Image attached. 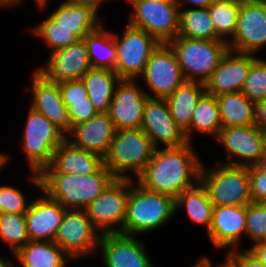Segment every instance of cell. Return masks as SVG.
Masks as SVG:
<instances>
[{
	"instance_id": "obj_1",
	"label": "cell",
	"mask_w": 266,
	"mask_h": 267,
	"mask_svg": "<svg viewBox=\"0 0 266 267\" xmlns=\"http://www.w3.org/2000/svg\"><path fill=\"white\" fill-rule=\"evenodd\" d=\"M187 142L178 147L156 148L137 182L144 188L176 199L200 181L202 162Z\"/></svg>"
},
{
	"instance_id": "obj_2",
	"label": "cell",
	"mask_w": 266,
	"mask_h": 267,
	"mask_svg": "<svg viewBox=\"0 0 266 267\" xmlns=\"http://www.w3.org/2000/svg\"><path fill=\"white\" fill-rule=\"evenodd\" d=\"M40 191L58 201L66 210H84L115 179L103 165L96 173L64 175L40 173Z\"/></svg>"
},
{
	"instance_id": "obj_3",
	"label": "cell",
	"mask_w": 266,
	"mask_h": 267,
	"mask_svg": "<svg viewBox=\"0 0 266 267\" xmlns=\"http://www.w3.org/2000/svg\"><path fill=\"white\" fill-rule=\"evenodd\" d=\"M130 180L123 234L135 236L155 231L176 215L175 199L167 194L150 191Z\"/></svg>"
},
{
	"instance_id": "obj_4",
	"label": "cell",
	"mask_w": 266,
	"mask_h": 267,
	"mask_svg": "<svg viewBox=\"0 0 266 267\" xmlns=\"http://www.w3.org/2000/svg\"><path fill=\"white\" fill-rule=\"evenodd\" d=\"M156 147L141 128L116 130L107 155L103 158L104 166L115 179H130L128 172L136 179L153 158Z\"/></svg>"
},
{
	"instance_id": "obj_5",
	"label": "cell",
	"mask_w": 266,
	"mask_h": 267,
	"mask_svg": "<svg viewBox=\"0 0 266 267\" xmlns=\"http://www.w3.org/2000/svg\"><path fill=\"white\" fill-rule=\"evenodd\" d=\"M25 124L22 148L32 172L29 181L40 190L39 174L51 164L54 150L67 136L47 117L31 107Z\"/></svg>"
},
{
	"instance_id": "obj_6",
	"label": "cell",
	"mask_w": 266,
	"mask_h": 267,
	"mask_svg": "<svg viewBox=\"0 0 266 267\" xmlns=\"http://www.w3.org/2000/svg\"><path fill=\"white\" fill-rule=\"evenodd\" d=\"M186 81L204 83L229 50L223 40H201L177 36L168 42Z\"/></svg>"
},
{
	"instance_id": "obj_7",
	"label": "cell",
	"mask_w": 266,
	"mask_h": 267,
	"mask_svg": "<svg viewBox=\"0 0 266 267\" xmlns=\"http://www.w3.org/2000/svg\"><path fill=\"white\" fill-rule=\"evenodd\" d=\"M203 164L200 170V182L206 188L214 207L247 206L252 202L248 167L222 163L206 170Z\"/></svg>"
},
{
	"instance_id": "obj_8",
	"label": "cell",
	"mask_w": 266,
	"mask_h": 267,
	"mask_svg": "<svg viewBox=\"0 0 266 267\" xmlns=\"http://www.w3.org/2000/svg\"><path fill=\"white\" fill-rule=\"evenodd\" d=\"M132 6L128 24L146 31L160 43H168L179 34V5L176 2L126 0Z\"/></svg>"
},
{
	"instance_id": "obj_9",
	"label": "cell",
	"mask_w": 266,
	"mask_h": 267,
	"mask_svg": "<svg viewBox=\"0 0 266 267\" xmlns=\"http://www.w3.org/2000/svg\"><path fill=\"white\" fill-rule=\"evenodd\" d=\"M130 179H114L84 210L101 234H123Z\"/></svg>"
},
{
	"instance_id": "obj_10",
	"label": "cell",
	"mask_w": 266,
	"mask_h": 267,
	"mask_svg": "<svg viewBox=\"0 0 266 267\" xmlns=\"http://www.w3.org/2000/svg\"><path fill=\"white\" fill-rule=\"evenodd\" d=\"M113 36L117 50L114 71L121 79H138L143 73L149 57L160 42L146 31L129 24H126L122 37L114 32Z\"/></svg>"
},
{
	"instance_id": "obj_11",
	"label": "cell",
	"mask_w": 266,
	"mask_h": 267,
	"mask_svg": "<svg viewBox=\"0 0 266 267\" xmlns=\"http://www.w3.org/2000/svg\"><path fill=\"white\" fill-rule=\"evenodd\" d=\"M101 235L85 210H66L54 243L72 259H82L87 255L96 254Z\"/></svg>"
},
{
	"instance_id": "obj_12",
	"label": "cell",
	"mask_w": 266,
	"mask_h": 267,
	"mask_svg": "<svg viewBox=\"0 0 266 267\" xmlns=\"http://www.w3.org/2000/svg\"><path fill=\"white\" fill-rule=\"evenodd\" d=\"M216 138L225 148L227 163L224 164L243 167L258 165L266 154L262 130L255 124L222 127Z\"/></svg>"
},
{
	"instance_id": "obj_13",
	"label": "cell",
	"mask_w": 266,
	"mask_h": 267,
	"mask_svg": "<svg viewBox=\"0 0 266 267\" xmlns=\"http://www.w3.org/2000/svg\"><path fill=\"white\" fill-rule=\"evenodd\" d=\"M140 76L150 93L154 94L152 98L160 99H166L186 81L168 43H160L152 52Z\"/></svg>"
},
{
	"instance_id": "obj_14",
	"label": "cell",
	"mask_w": 266,
	"mask_h": 267,
	"mask_svg": "<svg viewBox=\"0 0 266 267\" xmlns=\"http://www.w3.org/2000/svg\"><path fill=\"white\" fill-rule=\"evenodd\" d=\"M266 46V3L242 0L234 36L229 50L254 54Z\"/></svg>"
},
{
	"instance_id": "obj_15",
	"label": "cell",
	"mask_w": 266,
	"mask_h": 267,
	"mask_svg": "<svg viewBox=\"0 0 266 267\" xmlns=\"http://www.w3.org/2000/svg\"><path fill=\"white\" fill-rule=\"evenodd\" d=\"M141 87L131 79H121L117 84L108 111L116 130L141 128L144 105L152 98V93Z\"/></svg>"
},
{
	"instance_id": "obj_16",
	"label": "cell",
	"mask_w": 266,
	"mask_h": 267,
	"mask_svg": "<svg viewBox=\"0 0 266 267\" xmlns=\"http://www.w3.org/2000/svg\"><path fill=\"white\" fill-rule=\"evenodd\" d=\"M91 68L87 45L84 41L51 52L46 65L35 69L48 82L60 84L71 80H80Z\"/></svg>"
},
{
	"instance_id": "obj_17",
	"label": "cell",
	"mask_w": 266,
	"mask_h": 267,
	"mask_svg": "<svg viewBox=\"0 0 266 267\" xmlns=\"http://www.w3.org/2000/svg\"><path fill=\"white\" fill-rule=\"evenodd\" d=\"M141 129L149 136L156 148L178 147L186 144L184 131L172 118L166 99L148 98L144 105Z\"/></svg>"
},
{
	"instance_id": "obj_18",
	"label": "cell",
	"mask_w": 266,
	"mask_h": 267,
	"mask_svg": "<svg viewBox=\"0 0 266 267\" xmlns=\"http://www.w3.org/2000/svg\"><path fill=\"white\" fill-rule=\"evenodd\" d=\"M121 233L102 234L99 249L103 267H155L143 242Z\"/></svg>"
},
{
	"instance_id": "obj_19",
	"label": "cell",
	"mask_w": 266,
	"mask_h": 267,
	"mask_svg": "<svg viewBox=\"0 0 266 267\" xmlns=\"http://www.w3.org/2000/svg\"><path fill=\"white\" fill-rule=\"evenodd\" d=\"M254 55L228 50L205 82L206 93L218 96L242 91L249 68L258 58Z\"/></svg>"
},
{
	"instance_id": "obj_20",
	"label": "cell",
	"mask_w": 266,
	"mask_h": 267,
	"mask_svg": "<svg viewBox=\"0 0 266 267\" xmlns=\"http://www.w3.org/2000/svg\"><path fill=\"white\" fill-rule=\"evenodd\" d=\"M43 193L31 201L25 212L27 232L30 241L54 242L66 209Z\"/></svg>"
},
{
	"instance_id": "obj_21",
	"label": "cell",
	"mask_w": 266,
	"mask_h": 267,
	"mask_svg": "<svg viewBox=\"0 0 266 267\" xmlns=\"http://www.w3.org/2000/svg\"><path fill=\"white\" fill-rule=\"evenodd\" d=\"M246 233V206H217L213 208L212 224L207 236L216 249H239Z\"/></svg>"
},
{
	"instance_id": "obj_22",
	"label": "cell",
	"mask_w": 266,
	"mask_h": 267,
	"mask_svg": "<svg viewBox=\"0 0 266 267\" xmlns=\"http://www.w3.org/2000/svg\"><path fill=\"white\" fill-rule=\"evenodd\" d=\"M116 128L108 113H98L88 121L79 123L66 134L73 146L104 158L115 136ZM73 137V139H70Z\"/></svg>"
},
{
	"instance_id": "obj_23",
	"label": "cell",
	"mask_w": 266,
	"mask_h": 267,
	"mask_svg": "<svg viewBox=\"0 0 266 267\" xmlns=\"http://www.w3.org/2000/svg\"><path fill=\"white\" fill-rule=\"evenodd\" d=\"M31 79L33 99L29 107L47 117L67 134L71 130V124L59 85L48 82L36 70L32 73Z\"/></svg>"
},
{
	"instance_id": "obj_24",
	"label": "cell",
	"mask_w": 266,
	"mask_h": 267,
	"mask_svg": "<svg viewBox=\"0 0 266 267\" xmlns=\"http://www.w3.org/2000/svg\"><path fill=\"white\" fill-rule=\"evenodd\" d=\"M103 165L101 156L77 148L65 139L54 150L51 164L41 173L86 176L96 173Z\"/></svg>"
},
{
	"instance_id": "obj_25",
	"label": "cell",
	"mask_w": 266,
	"mask_h": 267,
	"mask_svg": "<svg viewBox=\"0 0 266 267\" xmlns=\"http://www.w3.org/2000/svg\"><path fill=\"white\" fill-rule=\"evenodd\" d=\"M205 92L204 83L185 81L166 98L170 114L177 125L184 131L188 142H190V124L194 109Z\"/></svg>"
},
{
	"instance_id": "obj_26",
	"label": "cell",
	"mask_w": 266,
	"mask_h": 267,
	"mask_svg": "<svg viewBox=\"0 0 266 267\" xmlns=\"http://www.w3.org/2000/svg\"><path fill=\"white\" fill-rule=\"evenodd\" d=\"M98 12L88 6L68 4L61 2L50 16L59 23L60 27L70 30L79 40L101 25Z\"/></svg>"
},
{
	"instance_id": "obj_27",
	"label": "cell",
	"mask_w": 266,
	"mask_h": 267,
	"mask_svg": "<svg viewBox=\"0 0 266 267\" xmlns=\"http://www.w3.org/2000/svg\"><path fill=\"white\" fill-rule=\"evenodd\" d=\"M22 267H66L72 258L56 243L29 241L14 254Z\"/></svg>"
},
{
	"instance_id": "obj_28",
	"label": "cell",
	"mask_w": 266,
	"mask_h": 267,
	"mask_svg": "<svg viewBox=\"0 0 266 267\" xmlns=\"http://www.w3.org/2000/svg\"><path fill=\"white\" fill-rule=\"evenodd\" d=\"M88 97L98 113H108L115 88L121 78L109 69L90 68L82 77Z\"/></svg>"
},
{
	"instance_id": "obj_29",
	"label": "cell",
	"mask_w": 266,
	"mask_h": 267,
	"mask_svg": "<svg viewBox=\"0 0 266 267\" xmlns=\"http://www.w3.org/2000/svg\"><path fill=\"white\" fill-rule=\"evenodd\" d=\"M222 127L255 124V103L241 91L216 96Z\"/></svg>"
},
{
	"instance_id": "obj_30",
	"label": "cell",
	"mask_w": 266,
	"mask_h": 267,
	"mask_svg": "<svg viewBox=\"0 0 266 267\" xmlns=\"http://www.w3.org/2000/svg\"><path fill=\"white\" fill-rule=\"evenodd\" d=\"M185 207L187 215L192 222L205 226L208 233L213 216L211 203L206 188L199 181L194 187L184 190L175 199V211Z\"/></svg>"
},
{
	"instance_id": "obj_31",
	"label": "cell",
	"mask_w": 266,
	"mask_h": 267,
	"mask_svg": "<svg viewBox=\"0 0 266 267\" xmlns=\"http://www.w3.org/2000/svg\"><path fill=\"white\" fill-rule=\"evenodd\" d=\"M87 45L91 68L114 71L117 62V50L113 32L105 30L104 25L91 31L84 37Z\"/></svg>"
},
{
	"instance_id": "obj_32",
	"label": "cell",
	"mask_w": 266,
	"mask_h": 267,
	"mask_svg": "<svg viewBox=\"0 0 266 267\" xmlns=\"http://www.w3.org/2000/svg\"><path fill=\"white\" fill-rule=\"evenodd\" d=\"M178 36L190 39L221 40L211 20L209 7L179 9Z\"/></svg>"
},
{
	"instance_id": "obj_33",
	"label": "cell",
	"mask_w": 266,
	"mask_h": 267,
	"mask_svg": "<svg viewBox=\"0 0 266 267\" xmlns=\"http://www.w3.org/2000/svg\"><path fill=\"white\" fill-rule=\"evenodd\" d=\"M222 128L219 105L215 95L204 93L197 102L190 124V142L193 133L216 137Z\"/></svg>"
},
{
	"instance_id": "obj_34",
	"label": "cell",
	"mask_w": 266,
	"mask_h": 267,
	"mask_svg": "<svg viewBox=\"0 0 266 267\" xmlns=\"http://www.w3.org/2000/svg\"><path fill=\"white\" fill-rule=\"evenodd\" d=\"M241 2L242 0H215L209 6L217 36L227 43L235 34Z\"/></svg>"
},
{
	"instance_id": "obj_35",
	"label": "cell",
	"mask_w": 266,
	"mask_h": 267,
	"mask_svg": "<svg viewBox=\"0 0 266 267\" xmlns=\"http://www.w3.org/2000/svg\"><path fill=\"white\" fill-rule=\"evenodd\" d=\"M0 239L14 254L29 241L25 214L0 213Z\"/></svg>"
},
{
	"instance_id": "obj_36",
	"label": "cell",
	"mask_w": 266,
	"mask_h": 267,
	"mask_svg": "<svg viewBox=\"0 0 266 267\" xmlns=\"http://www.w3.org/2000/svg\"><path fill=\"white\" fill-rule=\"evenodd\" d=\"M28 30H31L34 36L43 39L51 49L50 52L66 48L79 40L70 30L60 27L50 15Z\"/></svg>"
},
{
	"instance_id": "obj_37",
	"label": "cell",
	"mask_w": 266,
	"mask_h": 267,
	"mask_svg": "<svg viewBox=\"0 0 266 267\" xmlns=\"http://www.w3.org/2000/svg\"><path fill=\"white\" fill-rule=\"evenodd\" d=\"M241 92L254 103L266 100V60L264 58L258 57L251 64Z\"/></svg>"
},
{
	"instance_id": "obj_38",
	"label": "cell",
	"mask_w": 266,
	"mask_h": 267,
	"mask_svg": "<svg viewBox=\"0 0 266 267\" xmlns=\"http://www.w3.org/2000/svg\"><path fill=\"white\" fill-rule=\"evenodd\" d=\"M253 244L266 241V203L251 202L246 206V233Z\"/></svg>"
},
{
	"instance_id": "obj_39",
	"label": "cell",
	"mask_w": 266,
	"mask_h": 267,
	"mask_svg": "<svg viewBox=\"0 0 266 267\" xmlns=\"http://www.w3.org/2000/svg\"><path fill=\"white\" fill-rule=\"evenodd\" d=\"M23 191L9 185L0 186V213L25 214L31 202H26Z\"/></svg>"
},
{
	"instance_id": "obj_40",
	"label": "cell",
	"mask_w": 266,
	"mask_h": 267,
	"mask_svg": "<svg viewBox=\"0 0 266 267\" xmlns=\"http://www.w3.org/2000/svg\"><path fill=\"white\" fill-rule=\"evenodd\" d=\"M248 177L252 202L266 203V168L261 163L249 166Z\"/></svg>"
},
{
	"instance_id": "obj_41",
	"label": "cell",
	"mask_w": 266,
	"mask_h": 267,
	"mask_svg": "<svg viewBox=\"0 0 266 267\" xmlns=\"http://www.w3.org/2000/svg\"><path fill=\"white\" fill-rule=\"evenodd\" d=\"M63 103L89 102L88 92L82 79L58 84Z\"/></svg>"
},
{
	"instance_id": "obj_42",
	"label": "cell",
	"mask_w": 266,
	"mask_h": 267,
	"mask_svg": "<svg viewBox=\"0 0 266 267\" xmlns=\"http://www.w3.org/2000/svg\"><path fill=\"white\" fill-rule=\"evenodd\" d=\"M64 104L68 111L71 128L79 123L88 121L98 114L91 101Z\"/></svg>"
},
{
	"instance_id": "obj_43",
	"label": "cell",
	"mask_w": 266,
	"mask_h": 267,
	"mask_svg": "<svg viewBox=\"0 0 266 267\" xmlns=\"http://www.w3.org/2000/svg\"><path fill=\"white\" fill-rule=\"evenodd\" d=\"M229 252V253H228ZM224 260L230 267H266L248 248L245 250L227 251Z\"/></svg>"
},
{
	"instance_id": "obj_44",
	"label": "cell",
	"mask_w": 266,
	"mask_h": 267,
	"mask_svg": "<svg viewBox=\"0 0 266 267\" xmlns=\"http://www.w3.org/2000/svg\"><path fill=\"white\" fill-rule=\"evenodd\" d=\"M255 125L260 128H266V100L255 103Z\"/></svg>"
},
{
	"instance_id": "obj_45",
	"label": "cell",
	"mask_w": 266,
	"mask_h": 267,
	"mask_svg": "<svg viewBox=\"0 0 266 267\" xmlns=\"http://www.w3.org/2000/svg\"><path fill=\"white\" fill-rule=\"evenodd\" d=\"M248 250L266 266V241L253 244Z\"/></svg>"
},
{
	"instance_id": "obj_46",
	"label": "cell",
	"mask_w": 266,
	"mask_h": 267,
	"mask_svg": "<svg viewBox=\"0 0 266 267\" xmlns=\"http://www.w3.org/2000/svg\"><path fill=\"white\" fill-rule=\"evenodd\" d=\"M110 0H64L68 4L88 6L94 8L97 12L101 9L102 4ZM112 1V0H111Z\"/></svg>"
},
{
	"instance_id": "obj_47",
	"label": "cell",
	"mask_w": 266,
	"mask_h": 267,
	"mask_svg": "<svg viewBox=\"0 0 266 267\" xmlns=\"http://www.w3.org/2000/svg\"><path fill=\"white\" fill-rule=\"evenodd\" d=\"M176 3L179 5V9H181V7H183L182 5L185 4H191L192 6H194V8L198 9V8H207L209 7L215 0H175Z\"/></svg>"
},
{
	"instance_id": "obj_48",
	"label": "cell",
	"mask_w": 266,
	"mask_h": 267,
	"mask_svg": "<svg viewBox=\"0 0 266 267\" xmlns=\"http://www.w3.org/2000/svg\"><path fill=\"white\" fill-rule=\"evenodd\" d=\"M22 1L23 0H0V7L7 9V8H10L11 6L13 7V6L21 4Z\"/></svg>"
},
{
	"instance_id": "obj_49",
	"label": "cell",
	"mask_w": 266,
	"mask_h": 267,
	"mask_svg": "<svg viewBox=\"0 0 266 267\" xmlns=\"http://www.w3.org/2000/svg\"><path fill=\"white\" fill-rule=\"evenodd\" d=\"M199 261L191 267H211V260L206 256H201Z\"/></svg>"
},
{
	"instance_id": "obj_50",
	"label": "cell",
	"mask_w": 266,
	"mask_h": 267,
	"mask_svg": "<svg viewBox=\"0 0 266 267\" xmlns=\"http://www.w3.org/2000/svg\"><path fill=\"white\" fill-rule=\"evenodd\" d=\"M9 156L10 155H8L7 153L0 152V170H2V168L6 166L5 164L8 162V160H10Z\"/></svg>"
},
{
	"instance_id": "obj_51",
	"label": "cell",
	"mask_w": 266,
	"mask_h": 267,
	"mask_svg": "<svg viewBox=\"0 0 266 267\" xmlns=\"http://www.w3.org/2000/svg\"><path fill=\"white\" fill-rule=\"evenodd\" d=\"M15 265L12 263V260H8L7 258L0 257V267H14Z\"/></svg>"
},
{
	"instance_id": "obj_52",
	"label": "cell",
	"mask_w": 266,
	"mask_h": 267,
	"mask_svg": "<svg viewBox=\"0 0 266 267\" xmlns=\"http://www.w3.org/2000/svg\"><path fill=\"white\" fill-rule=\"evenodd\" d=\"M37 3V6L40 7V9H44L47 5V3L49 2L48 0H34Z\"/></svg>"
},
{
	"instance_id": "obj_53",
	"label": "cell",
	"mask_w": 266,
	"mask_h": 267,
	"mask_svg": "<svg viewBox=\"0 0 266 267\" xmlns=\"http://www.w3.org/2000/svg\"><path fill=\"white\" fill-rule=\"evenodd\" d=\"M263 137H264V145H265V150H266V128L262 129Z\"/></svg>"
},
{
	"instance_id": "obj_54",
	"label": "cell",
	"mask_w": 266,
	"mask_h": 267,
	"mask_svg": "<svg viewBox=\"0 0 266 267\" xmlns=\"http://www.w3.org/2000/svg\"><path fill=\"white\" fill-rule=\"evenodd\" d=\"M261 164L266 168V154L263 157V160H262Z\"/></svg>"
},
{
	"instance_id": "obj_55",
	"label": "cell",
	"mask_w": 266,
	"mask_h": 267,
	"mask_svg": "<svg viewBox=\"0 0 266 267\" xmlns=\"http://www.w3.org/2000/svg\"><path fill=\"white\" fill-rule=\"evenodd\" d=\"M152 1H159V2H176L175 0H152Z\"/></svg>"
},
{
	"instance_id": "obj_56",
	"label": "cell",
	"mask_w": 266,
	"mask_h": 267,
	"mask_svg": "<svg viewBox=\"0 0 266 267\" xmlns=\"http://www.w3.org/2000/svg\"><path fill=\"white\" fill-rule=\"evenodd\" d=\"M219 266H221V267H230L225 261L223 262V264H220ZM211 267H212V262H211Z\"/></svg>"
}]
</instances>
